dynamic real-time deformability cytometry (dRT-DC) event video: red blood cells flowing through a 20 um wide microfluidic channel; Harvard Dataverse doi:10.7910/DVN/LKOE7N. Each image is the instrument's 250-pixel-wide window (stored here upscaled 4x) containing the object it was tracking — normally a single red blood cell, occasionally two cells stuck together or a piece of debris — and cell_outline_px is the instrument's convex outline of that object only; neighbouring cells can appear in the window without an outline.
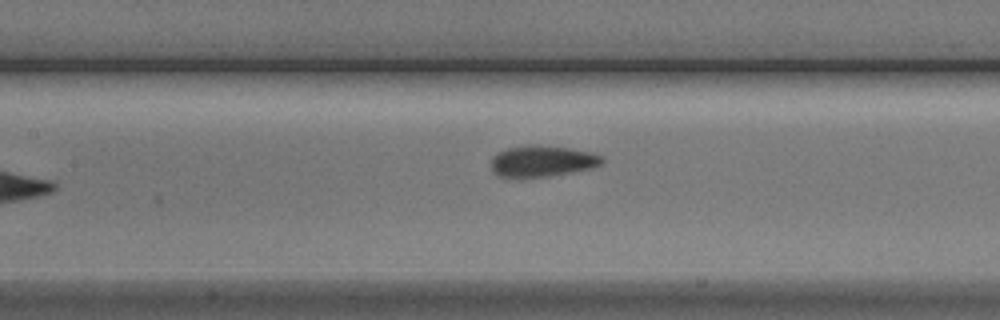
{"species": "Egyptian fruit bat (a non-hibernating species)", "species_latin": "Rousettus aegyptiacus", "temperature_condition": "cold", "stored_images_in_passage": 8, "camera_frame_rate_fps": 3000, "um_per_image_px": 0.085, "animal": {"sex": "male"}, "frame": {"image": 1, "passage_image": 8, "time_ms": 8.333, "image_size_px": [1000, 320], "cell_outline_px": [[604, 160], [600, 164], [592, 168], [572, 172], [548, 176], [500, 176], [492, 168], [492, 156], [496, 152], [508, 148], [524, 144], [536, 144], [568, 148], [592, 152], [604, 156]], "centroid_in_image_um": [46.12, 13.66], "position_along_channel_um": 161.3, "area_um2": 20.06}}